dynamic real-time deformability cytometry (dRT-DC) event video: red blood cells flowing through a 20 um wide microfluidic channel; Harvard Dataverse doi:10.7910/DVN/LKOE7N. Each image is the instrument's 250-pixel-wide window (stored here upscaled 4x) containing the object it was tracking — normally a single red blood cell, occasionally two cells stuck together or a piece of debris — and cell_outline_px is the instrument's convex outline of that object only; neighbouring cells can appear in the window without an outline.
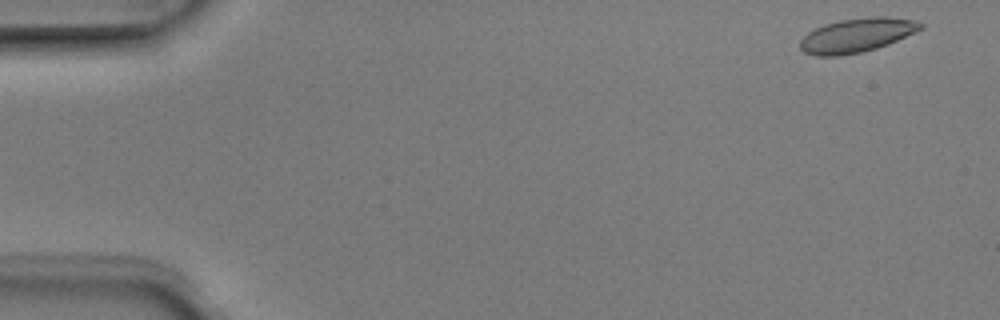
{"species": "Egyptian fruit bat (a non-hibernating species)", "species_latin": "Rousettus aegyptiacus", "temperature_condition": "room temperature", "stored_images_in_passage": 4, "camera_frame_rate_fps": 3000, "um_per_image_px": 0.085, "animal": {"sex": "male"}, "frame": {"image": 1, "passage_image": 1, "time_ms": 0.0, "image_size_px": [1000, 320], "cell_outline_px": [[924, 28], [888, 44], [876, 48], [860, 52], [840, 56], [816, 56], [804, 52], [800, 48], [800, 40], [808, 32], [824, 24], [840, 20], [876, 16], [888, 16], [916, 20], [924, 24]], "centroid_in_image_um": [72.84, 2.99], "position_along_channel_um": 12.2, "area_um2": 23.93}}
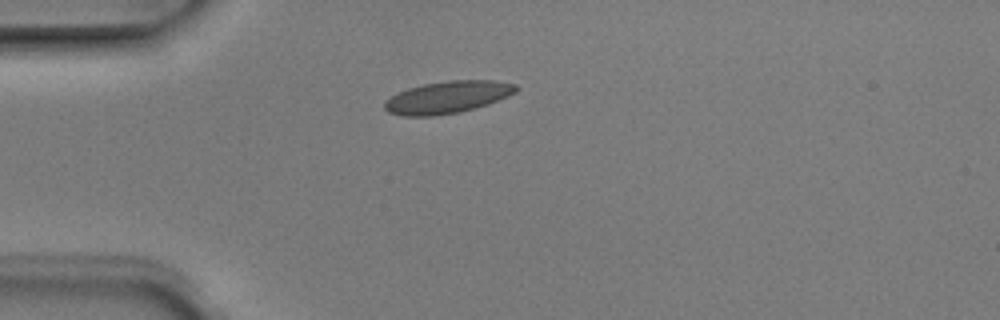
{"frame": {"image": 2, "passage_image": 3, "time_ms": 0.667, "image_size_px": [1000, 320], "cell_outline_px": [[520, 88], [516, 92], [508, 96], [488, 104], [460, 112], [432, 116], [404, 116], [388, 112], [384, 108], [384, 100], [396, 92], [408, 88], [424, 84], [448, 80], [492, 80], [516, 84]], "centroid_in_image_um": [38.02, 8.26], "position_along_channel_um": 47.0, "area_um2": 24.8}}